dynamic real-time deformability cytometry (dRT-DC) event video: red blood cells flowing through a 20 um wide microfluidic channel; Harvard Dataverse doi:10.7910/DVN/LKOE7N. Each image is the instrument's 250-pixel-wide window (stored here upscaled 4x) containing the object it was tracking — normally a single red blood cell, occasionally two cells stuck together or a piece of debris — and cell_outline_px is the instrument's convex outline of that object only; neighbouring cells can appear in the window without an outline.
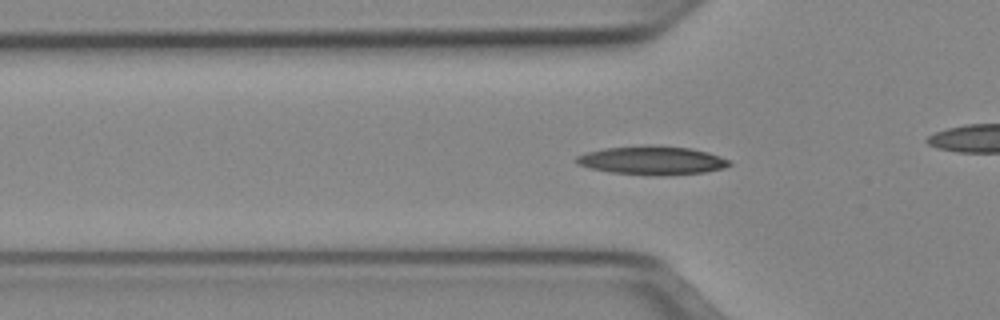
{"species": "Egyptian fruit bat (a non-hibernating species)", "species_latin": "Rousettus aegyptiacus", "temperature_condition": "cold", "stored_images_in_passage": 28, "camera_frame_rate_fps": 3000, "um_per_image_px": 0.085, "animal": {"sex": "female"}, "frame": {"image": 1, "passage_image": 3, "time_ms": 0.667, "image_size_px": [1000, 320], "cell_outline_px": [[732, 164], [724, 168], [704, 172], [664, 176], [656, 176], [612, 172], [592, 168], [576, 164], [572, 160], [576, 156], [584, 152], [604, 148], [648, 144], [652, 144], [692, 148], [708, 152], [720, 156], [728, 160]], "centroid_in_image_um": [55.4, 13.62], "position_along_channel_um": 70.4, "area_um2": 25.95}}
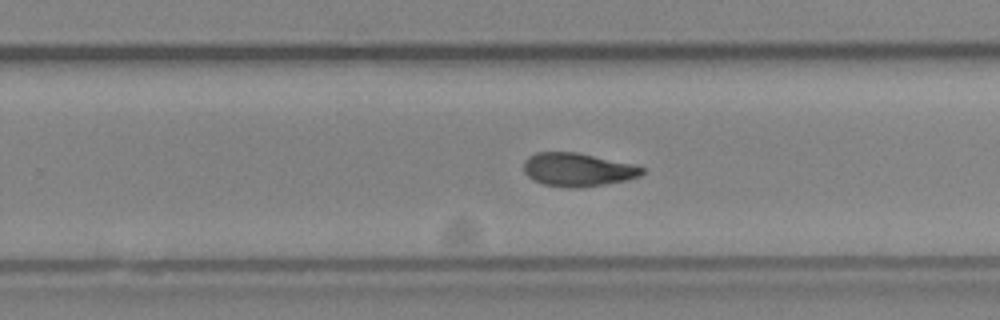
{"frame": {"image": 2, "passage_image": 19, "time_ms": 6.0, "image_size_px": [1000, 320], "cell_outline_px": [[644, 172], [640, 176], [628, 180], [580, 188], [568, 188], [544, 184], [532, 180], [524, 172], [524, 160], [528, 156], [536, 152], [576, 152], [632, 164], [644, 168]], "centroid_in_image_um": [49.08, 14.42], "position_along_channel_um": 280.7, "area_um2": 23.06}}
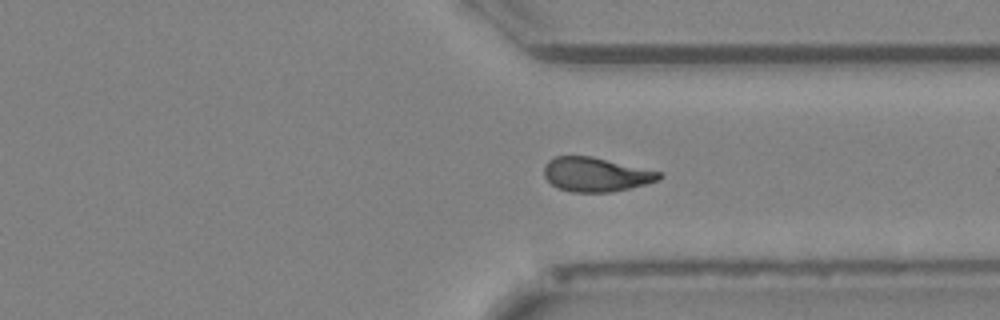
{"frame": {"image": 3, "passage_image": 25, "time_ms": 8.0, "image_size_px": [1000, 320], "cell_outline_px": [[664, 176], [660, 180], [628, 188], [608, 192], [572, 192], [560, 188], [552, 184], [544, 176], [544, 164], [548, 160], [556, 156], [592, 156], [664, 172]], "centroid_in_image_um": [50.68, 14.81], "position_along_channel_um": 360.7, "area_um2": 23.0}}